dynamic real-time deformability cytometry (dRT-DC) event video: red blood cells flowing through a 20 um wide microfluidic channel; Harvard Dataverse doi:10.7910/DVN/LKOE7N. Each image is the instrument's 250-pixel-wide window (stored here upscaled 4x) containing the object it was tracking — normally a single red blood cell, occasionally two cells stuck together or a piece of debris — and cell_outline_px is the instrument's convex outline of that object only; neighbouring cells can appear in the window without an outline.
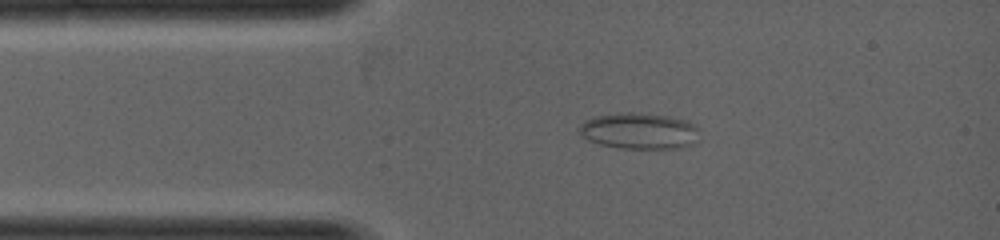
{"species": "common noctule bat (a hibernating species)", "species_latin": "Nyctalus noctula", "temperature_condition": "warm", "stored_images_in_passage": 2, "camera_frame_rate_fps": 5000, "um_per_image_px": 0.085, "animal": {"sex": "female", "body_mass_g": 19.0, "forearm_length_mm": 53.3}, "frame": {"image": 1, "passage_image": 2, "time_ms": 0.2, "image_size_px": [1000, 240], "cell_outline_px": [[696, 144], [680, 148], [620, 148], [600, 144], [588, 140], [576, 132], [580, 124], [584, 120], [596, 116], [620, 112], [640, 112], [668, 116], [688, 120], [696, 128]], "centroid_in_image_um": [54.28, 11.12], "position_along_channel_um": 30.7, "area_um2": 25.55}}